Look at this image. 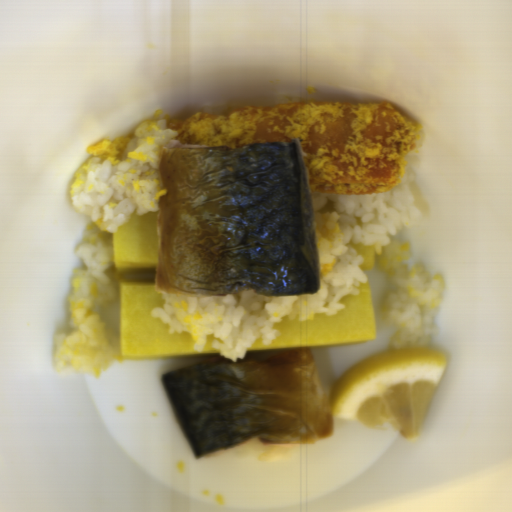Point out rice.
I'll use <instances>...</instances> for the list:
<instances>
[{"mask_svg": "<svg viewBox=\"0 0 512 512\" xmlns=\"http://www.w3.org/2000/svg\"><path fill=\"white\" fill-rule=\"evenodd\" d=\"M170 120H145L118 156L87 159L70 185L72 208L92 222L76 248L68 320L53 334L56 372L99 375L122 359L119 284L113 237L130 216L158 213L160 147L177 141Z\"/></svg>", "mask_w": 512, "mask_h": 512, "instance_id": "023b6e5f", "label": "rice"}, {"mask_svg": "<svg viewBox=\"0 0 512 512\" xmlns=\"http://www.w3.org/2000/svg\"><path fill=\"white\" fill-rule=\"evenodd\" d=\"M416 173L407 168L399 185L383 193L344 195L309 191L313 208L319 287L315 295L283 296L249 291L230 295L165 294L163 307L151 315L165 323L167 332H189L194 350L201 353L208 335L221 342L213 348L227 361L246 359L248 347L262 338L269 346L280 334L274 323L285 317L295 321L331 316L345 308L343 296L358 295L368 275L360 268L362 254L349 243L374 247L378 266L395 286L379 308L388 327H396L389 349L428 347L436 332L442 274L430 276L421 266H407L409 243L395 239L404 227H417L422 211L411 185Z\"/></svg>", "mask_w": 512, "mask_h": 512, "instance_id": "652b925c", "label": "rice"}]
</instances>
